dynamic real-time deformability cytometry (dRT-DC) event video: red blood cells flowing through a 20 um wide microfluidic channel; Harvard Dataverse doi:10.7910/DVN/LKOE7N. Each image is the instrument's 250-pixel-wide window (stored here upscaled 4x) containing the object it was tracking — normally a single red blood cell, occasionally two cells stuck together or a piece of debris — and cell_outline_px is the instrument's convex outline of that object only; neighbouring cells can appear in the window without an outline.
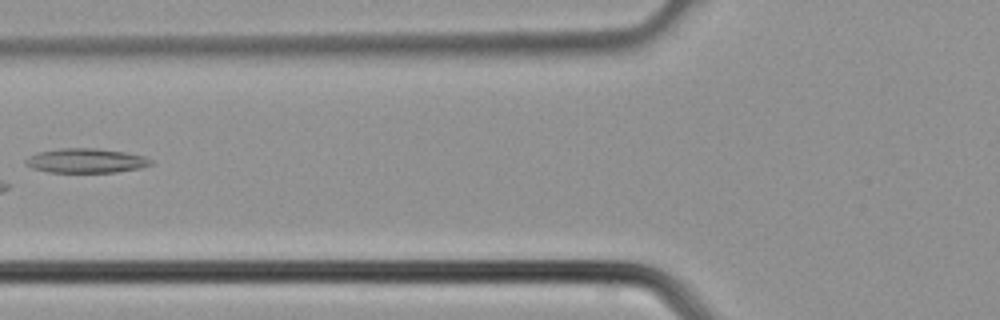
{"species": "common noctule bat (a hibernating species)", "species_latin": "Nyctalus noctula", "temperature_condition": "cold", "stored_images_in_passage": 4, "camera_frame_rate_fps": 3000, "um_per_image_px": 0.085, "animal": {"sex": "male", "body_mass_g": 21.5, "forearm_length_mm": 52.0}, "frame": {"image": 1, "passage_image": 4, "time_ms": 1.0, "image_size_px": [1000, 320], "cell_outline_px": [[152, 164], [140, 168], [116, 172], [48, 172], [32, 168], [24, 164], [24, 160], [28, 156], [36, 152], [60, 148], [96, 148], [124, 152], [144, 156], [152, 160]], "centroid_in_image_um": [7.26, 13.65], "position_along_channel_um": 118.5, "area_um2": 17.92}}